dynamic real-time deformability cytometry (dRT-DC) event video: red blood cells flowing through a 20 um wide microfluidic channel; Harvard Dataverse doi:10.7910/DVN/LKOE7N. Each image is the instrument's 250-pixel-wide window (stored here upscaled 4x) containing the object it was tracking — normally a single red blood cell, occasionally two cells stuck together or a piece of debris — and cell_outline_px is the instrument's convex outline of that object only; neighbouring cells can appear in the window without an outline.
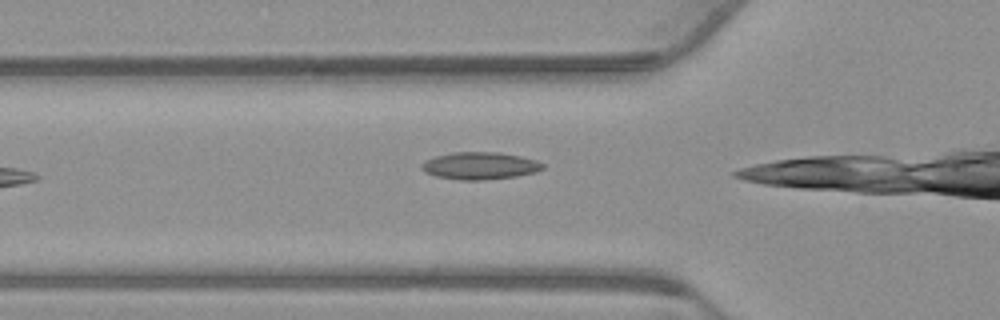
{"species": "common noctule bat (a hibernating species)", "species_latin": "Nyctalus noctula", "temperature_condition": "warm", "stored_images_in_passage": 8, "camera_frame_rate_fps": 3000, "um_per_image_px": 0.085, "animal": {"sex": "male", "body_mass_g": 23.1, "forearm_length_mm": 52.7}, "frame": {"image": 1, "passage_image": 3, "time_ms": 0.667, "image_size_px": [1000, 320], "cell_outline_px": [[544, 168], [536, 172], [516, 176], [484, 180], [460, 180], [436, 176], [424, 172], [420, 168], [420, 164], [424, 160], [436, 156], [456, 152], [500, 152], [520, 156], [536, 160], [544, 164]], "centroid_in_image_um": [40.77, 14.09], "position_along_channel_um": 85.0, "area_um2": 19.36}}
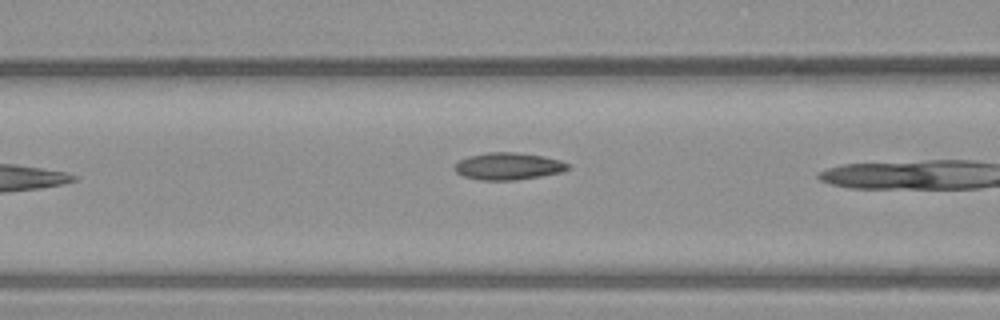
{"frame": {"image": 2, "passage_image": 6, "time_ms": 1.667, "image_size_px": [1000, 320], "cell_outline_px": [[568, 168], [564, 172], [516, 180], [480, 180], [464, 176], [456, 172], [452, 168], [460, 160], [468, 156], [488, 152], [516, 152], [544, 156], [560, 160], [568, 164]], "centroid_in_image_um": [43.19, 14.12], "position_along_channel_um": 123.4, "area_um2": 17.92}}